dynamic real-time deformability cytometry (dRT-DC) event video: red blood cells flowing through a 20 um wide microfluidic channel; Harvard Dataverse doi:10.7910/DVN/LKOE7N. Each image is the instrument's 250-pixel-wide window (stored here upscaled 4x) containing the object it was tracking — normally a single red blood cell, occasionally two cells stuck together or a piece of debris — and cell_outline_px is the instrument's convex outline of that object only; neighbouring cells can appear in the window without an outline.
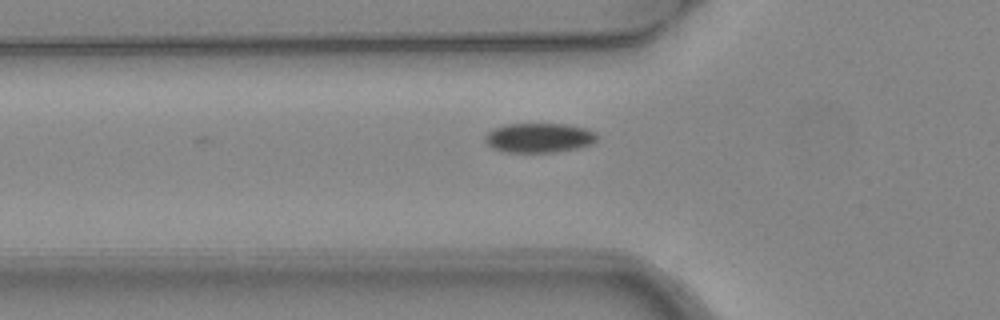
{"species": "common noctule bat (a hibernating species)", "species_latin": "Nyctalus noctula", "temperature_condition": "warm", "stored_images_in_passage": 4, "camera_frame_rate_fps": 3000, "um_per_image_px": 0.085, "animal": {"sex": "female", "body_mass_g": 24.6, "forearm_length_mm": 56.2}, "frame": {"image": 1, "passage_image": 4, "time_ms": 1.0, "image_size_px": [1000, 320], "cell_outline_px": [[600, 136], [592, 144], [576, 148], [552, 152], [504, 152], [492, 148], [484, 140], [484, 136], [488, 132], [496, 128], [508, 124], [564, 124], [584, 128], [596, 132]], "centroid_in_image_um": [45.83, 11.71], "position_along_channel_um": 80.0, "area_um2": 19.19}}